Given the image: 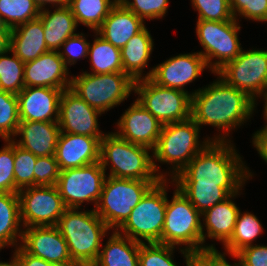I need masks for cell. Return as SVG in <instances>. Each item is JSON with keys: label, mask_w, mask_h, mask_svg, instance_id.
<instances>
[{"label": "cell", "mask_w": 267, "mask_h": 266, "mask_svg": "<svg viewBox=\"0 0 267 266\" xmlns=\"http://www.w3.org/2000/svg\"><path fill=\"white\" fill-rule=\"evenodd\" d=\"M153 47L154 41L147 27L133 36L121 49L124 73L128 74L134 81L145 79L143 72L149 66L148 61Z\"/></svg>", "instance_id": "27"}, {"label": "cell", "mask_w": 267, "mask_h": 266, "mask_svg": "<svg viewBox=\"0 0 267 266\" xmlns=\"http://www.w3.org/2000/svg\"><path fill=\"white\" fill-rule=\"evenodd\" d=\"M168 181L170 179H161L154 184L116 231L139 243H161Z\"/></svg>", "instance_id": "6"}, {"label": "cell", "mask_w": 267, "mask_h": 266, "mask_svg": "<svg viewBox=\"0 0 267 266\" xmlns=\"http://www.w3.org/2000/svg\"><path fill=\"white\" fill-rule=\"evenodd\" d=\"M200 127L190 118L182 122L167 123L162 125L160 136L153 150V165L156 173L162 178H174L188 163L203 150L212 140L210 137L199 140ZM172 165L170 175L161 173L160 166L155 162ZM164 174V175H163Z\"/></svg>", "instance_id": "4"}, {"label": "cell", "mask_w": 267, "mask_h": 266, "mask_svg": "<svg viewBox=\"0 0 267 266\" xmlns=\"http://www.w3.org/2000/svg\"><path fill=\"white\" fill-rule=\"evenodd\" d=\"M119 0H69L68 7L77 25L83 24L96 32Z\"/></svg>", "instance_id": "31"}, {"label": "cell", "mask_w": 267, "mask_h": 266, "mask_svg": "<svg viewBox=\"0 0 267 266\" xmlns=\"http://www.w3.org/2000/svg\"><path fill=\"white\" fill-rule=\"evenodd\" d=\"M198 20L229 21L234 17L230 10L229 0H191Z\"/></svg>", "instance_id": "39"}, {"label": "cell", "mask_w": 267, "mask_h": 266, "mask_svg": "<svg viewBox=\"0 0 267 266\" xmlns=\"http://www.w3.org/2000/svg\"><path fill=\"white\" fill-rule=\"evenodd\" d=\"M101 112L92 108L70 88L63 90L59 101V127L64 133L87 135L101 140L106 133L99 129Z\"/></svg>", "instance_id": "15"}, {"label": "cell", "mask_w": 267, "mask_h": 266, "mask_svg": "<svg viewBox=\"0 0 267 266\" xmlns=\"http://www.w3.org/2000/svg\"><path fill=\"white\" fill-rule=\"evenodd\" d=\"M104 246L92 266H139V242L114 230Z\"/></svg>", "instance_id": "28"}, {"label": "cell", "mask_w": 267, "mask_h": 266, "mask_svg": "<svg viewBox=\"0 0 267 266\" xmlns=\"http://www.w3.org/2000/svg\"><path fill=\"white\" fill-rule=\"evenodd\" d=\"M205 68L208 66L199 52L179 54L154 66L145 74V78L166 88L188 92L184 87L195 81Z\"/></svg>", "instance_id": "16"}, {"label": "cell", "mask_w": 267, "mask_h": 266, "mask_svg": "<svg viewBox=\"0 0 267 266\" xmlns=\"http://www.w3.org/2000/svg\"><path fill=\"white\" fill-rule=\"evenodd\" d=\"M0 150V193H14V142L6 139Z\"/></svg>", "instance_id": "42"}, {"label": "cell", "mask_w": 267, "mask_h": 266, "mask_svg": "<svg viewBox=\"0 0 267 266\" xmlns=\"http://www.w3.org/2000/svg\"><path fill=\"white\" fill-rule=\"evenodd\" d=\"M115 132L118 136L133 144L151 149L157 145L162 124L135 100L117 122Z\"/></svg>", "instance_id": "18"}, {"label": "cell", "mask_w": 267, "mask_h": 266, "mask_svg": "<svg viewBox=\"0 0 267 266\" xmlns=\"http://www.w3.org/2000/svg\"><path fill=\"white\" fill-rule=\"evenodd\" d=\"M231 142L211 141L170 183L217 185L230 195L239 193L253 173Z\"/></svg>", "instance_id": "2"}, {"label": "cell", "mask_w": 267, "mask_h": 266, "mask_svg": "<svg viewBox=\"0 0 267 266\" xmlns=\"http://www.w3.org/2000/svg\"><path fill=\"white\" fill-rule=\"evenodd\" d=\"M19 124L17 95L0 90V137L3 140L15 139Z\"/></svg>", "instance_id": "37"}, {"label": "cell", "mask_w": 267, "mask_h": 266, "mask_svg": "<svg viewBox=\"0 0 267 266\" xmlns=\"http://www.w3.org/2000/svg\"><path fill=\"white\" fill-rule=\"evenodd\" d=\"M4 248H5V246H3V245L0 244V250H1V249H4Z\"/></svg>", "instance_id": "53"}, {"label": "cell", "mask_w": 267, "mask_h": 266, "mask_svg": "<svg viewBox=\"0 0 267 266\" xmlns=\"http://www.w3.org/2000/svg\"><path fill=\"white\" fill-rule=\"evenodd\" d=\"M11 51L0 54V90L17 95L24 87V63Z\"/></svg>", "instance_id": "36"}, {"label": "cell", "mask_w": 267, "mask_h": 266, "mask_svg": "<svg viewBox=\"0 0 267 266\" xmlns=\"http://www.w3.org/2000/svg\"><path fill=\"white\" fill-rule=\"evenodd\" d=\"M11 258L12 259H11V261H9V263L0 261V266H18L17 265V258H16V248H15L14 254Z\"/></svg>", "instance_id": "51"}, {"label": "cell", "mask_w": 267, "mask_h": 266, "mask_svg": "<svg viewBox=\"0 0 267 266\" xmlns=\"http://www.w3.org/2000/svg\"><path fill=\"white\" fill-rule=\"evenodd\" d=\"M60 168L55 156L37 157L34 167V186H53L57 184Z\"/></svg>", "instance_id": "43"}, {"label": "cell", "mask_w": 267, "mask_h": 266, "mask_svg": "<svg viewBox=\"0 0 267 266\" xmlns=\"http://www.w3.org/2000/svg\"><path fill=\"white\" fill-rule=\"evenodd\" d=\"M174 186L201 214L231 196L223 187L217 185L174 184Z\"/></svg>", "instance_id": "33"}, {"label": "cell", "mask_w": 267, "mask_h": 266, "mask_svg": "<svg viewBox=\"0 0 267 266\" xmlns=\"http://www.w3.org/2000/svg\"><path fill=\"white\" fill-rule=\"evenodd\" d=\"M239 194H233L225 201L216 204L202 214V250L215 249L213 244L205 245L206 237L221 241L225 245L233 234L236 219L240 211L239 207L232 201ZM204 227L206 229H204ZM206 231V232H204Z\"/></svg>", "instance_id": "23"}, {"label": "cell", "mask_w": 267, "mask_h": 266, "mask_svg": "<svg viewBox=\"0 0 267 266\" xmlns=\"http://www.w3.org/2000/svg\"><path fill=\"white\" fill-rule=\"evenodd\" d=\"M58 51H48L33 61L24 63L25 87L68 89L71 75ZM69 77V78H68Z\"/></svg>", "instance_id": "19"}, {"label": "cell", "mask_w": 267, "mask_h": 266, "mask_svg": "<svg viewBox=\"0 0 267 266\" xmlns=\"http://www.w3.org/2000/svg\"><path fill=\"white\" fill-rule=\"evenodd\" d=\"M40 10H44L45 6L53 5V8H60L68 6L69 0H33Z\"/></svg>", "instance_id": "50"}, {"label": "cell", "mask_w": 267, "mask_h": 266, "mask_svg": "<svg viewBox=\"0 0 267 266\" xmlns=\"http://www.w3.org/2000/svg\"><path fill=\"white\" fill-rule=\"evenodd\" d=\"M240 28L235 18L229 21L197 20V39L204 48L199 53L213 74L239 56L243 49L238 38Z\"/></svg>", "instance_id": "10"}, {"label": "cell", "mask_w": 267, "mask_h": 266, "mask_svg": "<svg viewBox=\"0 0 267 266\" xmlns=\"http://www.w3.org/2000/svg\"><path fill=\"white\" fill-rule=\"evenodd\" d=\"M37 156L14 143V193L34 186V167Z\"/></svg>", "instance_id": "38"}, {"label": "cell", "mask_w": 267, "mask_h": 266, "mask_svg": "<svg viewBox=\"0 0 267 266\" xmlns=\"http://www.w3.org/2000/svg\"><path fill=\"white\" fill-rule=\"evenodd\" d=\"M176 246L161 243H140L139 266H178L174 262L173 251ZM186 259V266H191L192 252L179 247Z\"/></svg>", "instance_id": "34"}, {"label": "cell", "mask_w": 267, "mask_h": 266, "mask_svg": "<svg viewBox=\"0 0 267 266\" xmlns=\"http://www.w3.org/2000/svg\"><path fill=\"white\" fill-rule=\"evenodd\" d=\"M128 10L143 21L162 19L168 12L169 0H119Z\"/></svg>", "instance_id": "40"}, {"label": "cell", "mask_w": 267, "mask_h": 266, "mask_svg": "<svg viewBox=\"0 0 267 266\" xmlns=\"http://www.w3.org/2000/svg\"><path fill=\"white\" fill-rule=\"evenodd\" d=\"M106 177L101 162L97 161L60 171L56 186L66 208L80 209L84 202H92L96 208Z\"/></svg>", "instance_id": "13"}, {"label": "cell", "mask_w": 267, "mask_h": 266, "mask_svg": "<svg viewBox=\"0 0 267 266\" xmlns=\"http://www.w3.org/2000/svg\"><path fill=\"white\" fill-rule=\"evenodd\" d=\"M60 132L58 122L20 121L15 134V137L21 135L20 140H12L37 157L55 156Z\"/></svg>", "instance_id": "22"}, {"label": "cell", "mask_w": 267, "mask_h": 266, "mask_svg": "<svg viewBox=\"0 0 267 266\" xmlns=\"http://www.w3.org/2000/svg\"><path fill=\"white\" fill-rule=\"evenodd\" d=\"M230 10L236 20L245 19L267 22V0H229Z\"/></svg>", "instance_id": "41"}, {"label": "cell", "mask_w": 267, "mask_h": 266, "mask_svg": "<svg viewBox=\"0 0 267 266\" xmlns=\"http://www.w3.org/2000/svg\"><path fill=\"white\" fill-rule=\"evenodd\" d=\"M217 79L192 92L191 118L200 128L202 125H211L218 128V131H224V134L212 137V141H229V132L246 123L257 104L221 77L218 76Z\"/></svg>", "instance_id": "1"}, {"label": "cell", "mask_w": 267, "mask_h": 266, "mask_svg": "<svg viewBox=\"0 0 267 266\" xmlns=\"http://www.w3.org/2000/svg\"><path fill=\"white\" fill-rule=\"evenodd\" d=\"M39 18L43 23L44 39L50 51L61 50V45L76 35V19L68 6L55 8L53 12L45 8Z\"/></svg>", "instance_id": "26"}, {"label": "cell", "mask_w": 267, "mask_h": 266, "mask_svg": "<svg viewBox=\"0 0 267 266\" xmlns=\"http://www.w3.org/2000/svg\"><path fill=\"white\" fill-rule=\"evenodd\" d=\"M144 23L118 1L96 32L121 50L133 36L146 27Z\"/></svg>", "instance_id": "24"}, {"label": "cell", "mask_w": 267, "mask_h": 266, "mask_svg": "<svg viewBox=\"0 0 267 266\" xmlns=\"http://www.w3.org/2000/svg\"><path fill=\"white\" fill-rule=\"evenodd\" d=\"M18 193H0V244L19 246L23 225L21 224ZM21 229H20V228ZM19 237V238H17ZM18 239V240H17ZM17 243V244H16ZM17 245V246H16Z\"/></svg>", "instance_id": "29"}, {"label": "cell", "mask_w": 267, "mask_h": 266, "mask_svg": "<svg viewBox=\"0 0 267 266\" xmlns=\"http://www.w3.org/2000/svg\"><path fill=\"white\" fill-rule=\"evenodd\" d=\"M70 89L92 108L105 113L120 105L134 91L135 81L124 72L71 76Z\"/></svg>", "instance_id": "7"}, {"label": "cell", "mask_w": 267, "mask_h": 266, "mask_svg": "<svg viewBox=\"0 0 267 266\" xmlns=\"http://www.w3.org/2000/svg\"><path fill=\"white\" fill-rule=\"evenodd\" d=\"M9 50L23 63L33 61L50 51L44 39L43 23L39 17L11 29Z\"/></svg>", "instance_id": "25"}, {"label": "cell", "mask_w": 267, "mask_h": 266, "mask_svg": "<svg viewBox=\"0 0 267 266\" xmlns=\"http://www.w3.org/2000/svg\"><path fill=\"white\" fill-rule=\"evenodd\" d=\"M18 197L24 228L57 226L67 209L56 185L26 187L18 191Z\"/></svg>", "instance_id": "14"}, {"label": "cell", "mask_w": 267, "mask_h": 266, "mask_svg": "<svg viewBox=\"0 0 267 266\" xmlns=\"http://www.w3.org/2000/svg\"><path fill=\"white\" fill-rule=\"evenodd\" d=\"M229 255L239 260L240 266H267V246L264 245L253 244Z\"/></svg>", "instance_id": "45"}, {"label": "cell", "mask_w": 267, "mask_h": 266, "mask_svg": "<svg viewBox=\"0 0 267 266\" xmlns=\"http://www.w3.org/2000/svg\"><path fill=\"white\" fill-rule=\"evenodd\" d=\"M67 208L57 227L68 245L72 261L77 266H92L103 245L102 239L111 230L95 209Z\"/></svg>", "instance_id": "3"}, {"label": "cell", "mask_w": 267, "mask_h": 266, "mask_svg": "<svg viewBox=\"0 0 267 266\" xmlns=\"http://www.w3.org/2000/svg\"><path fill=\"white\" fill-rule=\"evenodd\" d=\"M215 75L227 84L256 98L267 93V50H241L239 56L226 63Z\"/></svg>", "instance_id": "12"}, {"label": "cell", "mask_w": 267, "mask_h": 266, "mask_svg": "<svg viewBox=\"0 0 267 266\" xmlns=\"http://www.w3.org/2000/svg\"><path fill=\"white\" fill-rule=\"evenodd\" d=\"M165 212L161 244L179 247L196 252L202 250V214L176 188Z\"/></svg>", "instance_id": "9"}, {"label": "cell", "mask_w": 267, "mask_h": 266, "mask_svg": "<svg viewBox=\"0 0 267 266\" xmlns=\"http://www.w3.org/2000/svg\"><path fill=\"white\" fill-rule=\"evenodd\" d=\"M252 137V144L260 157L267 163V127L264 126L257 130Z\"/></svg>", "instance_id": "48"}, {"label": "cell", "mask_w": 267, "mask_h": 266, "mask_svg": "<svg viewBox=\"0 0 267 266\" xmlns=\"http://www.w3.org/2000/svg\"><path fill=\"white\" fill-rule=\"evenodd\" d=\"M40 12L33 0H0V22L10 29L38 18Z\"/></svg>", "instance_id": "35"}, {"label": "cell", "mask_w": 267, "mask_h": 266, "mask_svg": "<svg viewBox=\"0 0 267 266\" xmlns=\"http://www.w3.org/2000/svg\"><path fill=\"white\" fill-rule=\"evenodd\" d=\"M90 43L88 58H90L92 74H106L113 72H124L121 60V50L101 37L97 32ZM99 36V37H98Z\"/></svg>", "instance_id": "30"}, {"label": "cell", "mask_w": 267, "mask_h": 266, "mask_svg": "<svg viewBox=\"0 0 267 266\" xmlns=\"http://www.w3.org/2000/svg\"><path fill=\"white\" fill-rule=\"evenodd\" d=\"M159 181H144L107 176L95 209L111 230H117L146 192Z\"/></svg>", "instance_id": "8"}, {"label": "cell", "mask_w": 267, "mask_h": 266, "mask_svg": "<svg viewBox=\"0 0 267 266\" xmlns=\"http://www.w3.org/2000/svg\"><path fill=\"white\" fill-rule=\"evenodd\" d=\"M62 89L24 87L17 94L20 121L58 122Z\"/></svg>", "instance_id": "20"}, {"label": "cell", "mask_w": 267, "mask_h": 266, "mask_svg": "<svg viewBox=\"0 0 267 266\" xmlns=\"http://www.w3.org/2000/svg\"><path fill=\"white\" fill-rule=\"evenodd\" d=\"M263 99H264V101H265V102H264L265 104H264V107H263V108H264V111H263L264 114H263V115H264V118H265V120H266V121H265V122H266V125H264V126L267 127V93L265 94V96H264Z\"/></svg>", "instance_id": "52"}, {"label": "cell", "mask_w": 267, "mask_h": 266, "mask_svg": "<svg viewBox=\"0 0 267 266\" xmlns=\"http://www.w3.org/2000/svg\"><path fill=\"white\" fill-rule=\"evenodd\" d=\"M134 93L138 95L136 100L162 125L191 118V92L166 88L145 78L135 81Z\"/></svg>", "instance_id": "11"}, {"label": "cell", "mask_w": 267, "mask_h": 266, "mask_svg": "<svg viewBox=\"0 0 267 266\" xmlns=\"http://www.w3.org/2000/svg\"><path fill=\"white\" fill-rule=\"evenodd\" d=\"M150 150L109 132L100 140V162L105 173L111 163L110 174H107L110 177L160 181L162 178L155 171Z\"/></svg>", "instance_id": "5"}, {"label": "cell", "mask_w": 267, "mask_h": 266, "mask_svg": "<svg viewBox=\"0 0 267 266\" xmlns=\"http://www.w3.org/2000/svg\"><path fill=\"white\" fill-rule=\"evenodd\" d=\"M10 33H11L10 28L4 25L0 26V54H4L7 51H9Z\"/></svg>", "instance_id": "49"}, {"label": "cell", "mask_w": 267, "mask_h": 266, "mask_svg": "<svg viewBox=\"0 0 267 266\" xmlns=\"http://www.w3.org/2000/svg\"><path fill=\"white\" fill-rule=\"evenodd\" d=\"M226 254L215 249H203L192 253L191 266H240V263L233 265L226 260Z\"/></svg>", "instance_id": "46"}, {"label": "cell", "mask_w": 267, "mask_h": 266, "mask_svg": "<svg viewBox=\"0 0 267 266\" xmlns=\"http://www.w3.org/2000/svg\"><path fill=\"white\" fill-rule=\"evenodd\" d=\"M26 228L23 229L19 245L27 253L48 262L77 266L72 261L66 240L57 226H32Z\"/></svg>", "instance_id": "17"}, {"label": "cell", "mask_w": 267, "mask_h": 266, "mask_svg": "<svg viewBox=\"0 0 267 266\" xmlns=\"http://www.w3.org/2000/svg\"><path fill=\"white\" fill-rule=\"evenodd\" d=\"M260 222L256 215L247 211L242 214L240 210L233 234L224 245L225 251L228 254H236L243 248L253 245V241L263 232V226Z\"/></svg>", "instance_id": "32"}, {"label": "cell", "mask_w": 267, "mask_h": 266, "mask_svg": "<svg viewBox=\"0 0 267 266\" xmlns=\"http://www.w3.org/2000/svg\"><path fill=\"white\" fill-rule=\"evenodd\" d=\"M18 266H67L59 263L48 262L40 257L27 253L20 245L16 248Z\"/></svg>", "instance_id": "47"}, {"label": "cell", "mask_w": 267, "mask_h": 266, "mask_svg": "<svg viewBox=\"0 0 267 266\" xmlns=\"http://www.w3.org/2000/svg\"><path fill=\"white\" fill-rule=\"evenodd\" d=\"M55 158L60 171L100 161V140L87 135L60 132Z\"/></svg>", "instance_id": "21"}, {"label": "cell", "mask_w": 267, "mask_h": 266, "mask_svg": "<svg viewBox=\"0 0 267 266\" xmlns=\"http://www.w3.org/2000/svg\"><path fill=\"white\" fill-rule=\"evenodd\" d=\"M90 42L85 38V34L77 33L69 37L62 45V51H58L66 66L74 65L78 59L87 58ZM64 49V51H63Z\"/></svg>", "instance_id": "44"}]
</instances>
